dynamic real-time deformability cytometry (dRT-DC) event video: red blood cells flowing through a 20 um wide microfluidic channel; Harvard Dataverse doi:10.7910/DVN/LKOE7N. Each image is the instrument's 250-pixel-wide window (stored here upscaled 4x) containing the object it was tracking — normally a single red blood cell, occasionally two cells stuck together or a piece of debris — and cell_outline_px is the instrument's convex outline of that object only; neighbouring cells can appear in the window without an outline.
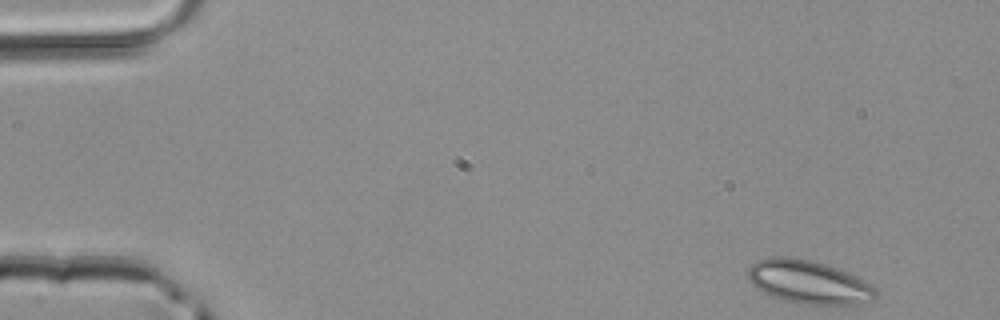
{"species": "common noctule bat (a hibernating species)", "species_latin": "Nyctalus noctula", "temperature_condition": "room temperature", "stored_images_in_passage": 4, "camera_frame_rate_fps": 3000, "um_per_image_px": 0.085, "animal": {"sex": "male", "body_mass_g": 20.4}, "frame": {"image": 1, "passage_image": 1, "time_ms": 0.0, "image_size_px": [1000, 320], "cell_outline_px": [[876, 296], [872, 300], [856, 304], [808, 304], [784, 300], [772, 296], [756, 288], [748, 280], [748, 268], [756, 260], [768, 256], [788, 256], [812, 260], [828, 264], [848, 272], [864, 280], [876, 288]], "centroid_in_image_um": [68.71, 23.94], "position_along_channel_um": 16.3, "area_um2": 32.43}}